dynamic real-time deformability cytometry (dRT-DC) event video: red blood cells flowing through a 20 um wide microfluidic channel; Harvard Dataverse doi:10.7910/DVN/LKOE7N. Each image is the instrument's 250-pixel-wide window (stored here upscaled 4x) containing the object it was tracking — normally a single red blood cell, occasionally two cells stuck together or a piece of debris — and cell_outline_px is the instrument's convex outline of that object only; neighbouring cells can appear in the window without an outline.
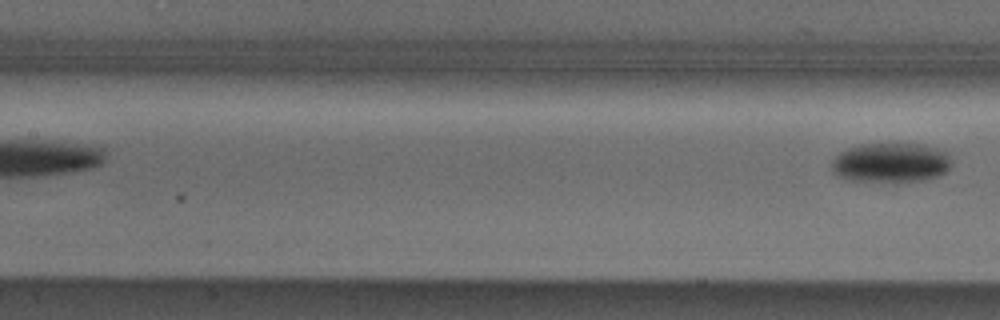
{"species": "Egyptian fruit bat (a non-hibernating species)", "species_latin": "Rousettus aegyptiacus", "temperature_condition": "cold", "stored_images_in_passage": 7, "segment_of_instrument_passage": [2, 2], "camera_frame_rate_fps": 3000, "um_per_image_px": 0.085, "animal": {"sex": "male"}, "frame": {"image": 1, "passage_image": 7, "time_ms": 7.0, "image_size_px": [1000, 320], "cell_outline_px": [[948, 168], [940, 176], [920, 180], [848, 180], [836, 176], [832, 172], [832, 160], [840, 152], [848, 148], [860, 144], [924, 144], [948, 152]], "centroid_in_image_um": [75.67, 13.8], "position_along_channel_um": 131.7, "area_um2": 27.17}}